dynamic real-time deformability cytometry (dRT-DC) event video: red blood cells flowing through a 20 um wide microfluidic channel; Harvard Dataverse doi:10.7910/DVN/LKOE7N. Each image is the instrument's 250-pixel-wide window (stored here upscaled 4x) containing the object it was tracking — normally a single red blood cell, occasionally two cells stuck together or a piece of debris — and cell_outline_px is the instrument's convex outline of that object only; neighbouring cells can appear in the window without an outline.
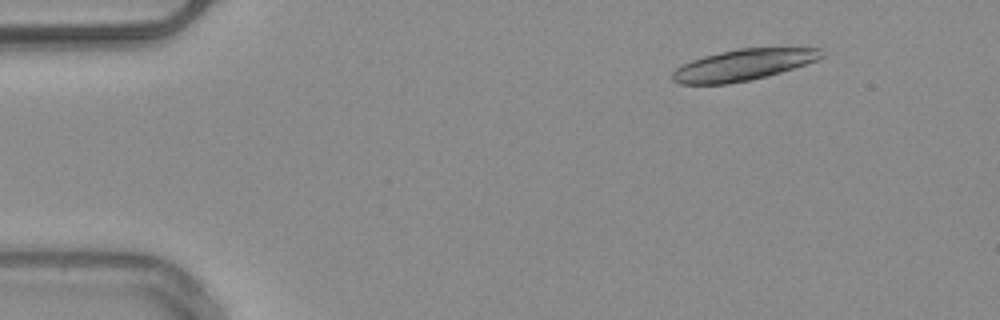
{"species": "common noctule bat (a hibernating species)", "species_latin": "Nyctalus noctula", "temperature_condition": "warm", "stored_images_in_passage": 16, "camera_frame_rate_fps": 3000, "um_per_image_px": 0.085, "animal": {"sex": "male", "body_mass_g": 20.4}, "frame": {"image": 1, "passage_image": 5, "time_ms": 1.333, "image_size_px": [1000, 320], "cell_outline_px": [[824, 56], [816, 60], [780, 72], [748, 80], [728, 84], [680, 84], [672, 80], [672, 72], [676, 68], [692, 60], [704, 56], [740, 48], [820, 48]], "centroid_in_image_um": [63.13, 5.52], "position_along_channel_um": 21.9, "area_um2": 26.59}}